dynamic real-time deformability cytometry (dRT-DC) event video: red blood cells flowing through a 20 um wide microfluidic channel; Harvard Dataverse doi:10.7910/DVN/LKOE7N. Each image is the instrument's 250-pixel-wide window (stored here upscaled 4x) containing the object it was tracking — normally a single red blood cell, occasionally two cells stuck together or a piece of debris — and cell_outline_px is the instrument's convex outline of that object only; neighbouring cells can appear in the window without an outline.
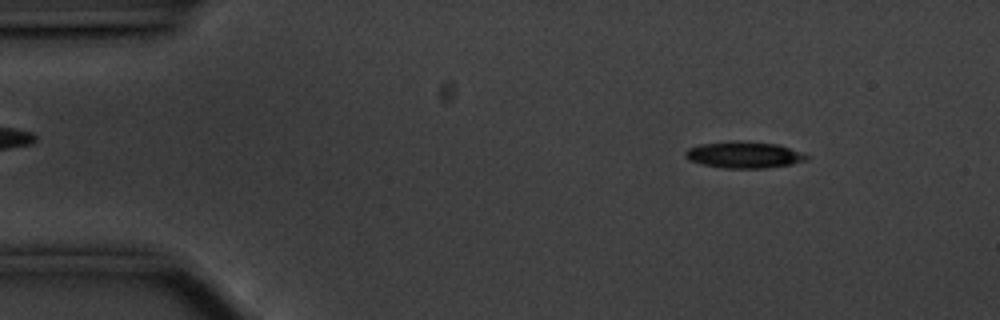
{"species": "common noctule bat (a hibernating species)", "species_latin": "Nyctalus noctula", "temperature_condition": "cold", "stored_images_in_passage": 55, "camera_frame_rate_fps": 3000, "um_per_image_px": 0.085, "animal": {"sex": "male", "body_mass_g": 20.1, "forearm_length_mm": 53.5}, "frame": {"image": 1, "passage_image": 6, "time_ms": 1.667, "image_size_px": [1000, 320], "cell_outline_px": [[808, 160], [792, 164], [768, 168], [724, 168], [700, 164], [688, 160], [684, 156], [684, 152], [688, 148], [700, 144], [728, 140], [744, 140], [776, 144], [804, 152], [808, 156]], "centroid_in_image_um": [63.22, 13.15], "position_along_channel_um": 21.8, "area_um2": 19.19}}
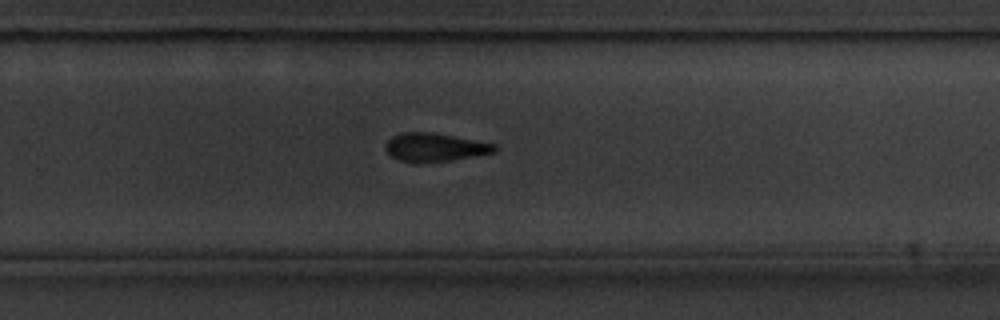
{"frame": {"image": 2, "passage_image": 35, "time_ms": 11.333, "image_size_px": [1000, 320], "cell_outline_px": [[500, 148], [496, 152], [448, 160], [416, 164], [400, 160], [392, 156], [384, 148], [388, 140], [392, 136], [400, 132], [428, 132], [452, 136], [496, 144]], "centroid_in_image_um": [36.94, 12.52], "position_along_channel_um": 292.9, "area_um2": 17.98}}
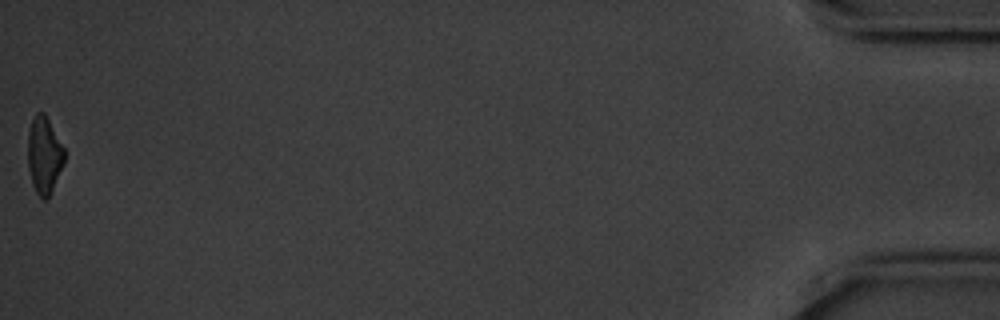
{"frame": {"image": 3, "passage_image": 55, "time_ms": 18.0, "image_size_px": [1000, 320], "cell_outline_px": [[64, 164], [48, 200], [44, 200], [36, 192], [32, 184], [28, 168], [28, 132], [32, 120], [36, 112], [44, 112], [64, 148]], "centroid_in_image_um": [3.75, 13.22], "position_along_channel_um": 431.4, "area_um2": 16.42}, "authors_computed_cell_mechanics": {"area_um2": 18.5538, "velocity_mm_per_s": 3.5517, "shape_relaxation_time_tau1_ms": 4.8357, "shape_relaxation_time_tau2_ms": null, "deformation_change_tau1": 0.1397, "deformation_change_tau2": null}}